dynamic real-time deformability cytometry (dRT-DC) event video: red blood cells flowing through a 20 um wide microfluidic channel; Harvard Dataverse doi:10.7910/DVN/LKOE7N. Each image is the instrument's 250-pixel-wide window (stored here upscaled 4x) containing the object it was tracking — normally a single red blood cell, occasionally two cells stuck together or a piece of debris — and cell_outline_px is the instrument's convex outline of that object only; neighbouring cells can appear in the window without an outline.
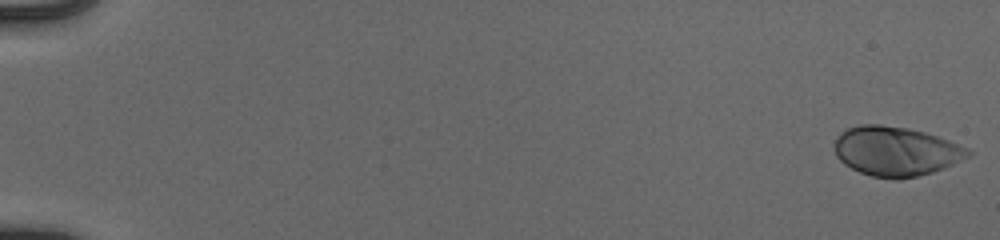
{"species": "human", "species_latin": "Homo sapiens", "temperature_condition": "cold", "stored_images_in_passage": 54, "camera_frame_rate_fps": 3000, "um_per_image_px": 0.085, "donor": {"sex": "male"}, "frame": {"image": 1, "passage_image": 1, "time_ms": 0.0, "image_size_px": [1000, 240], "cell_outline_px": [[972, 152], [968, 156], [944, 168], [932, 172], [916, 176], [896, 180], [872, 176], [860, 172], [844, 164], [836, 156], [832, 144], [836, 136], [840, 132], [848, 128], [860, 124], [880, 124], [908, 128], [924, 132], [948, 140], [968, 148]], "centroid_in_image_um": [76.09, 12.85], "position_along_channel_um": 8.9, "area_um2": 38.55}}
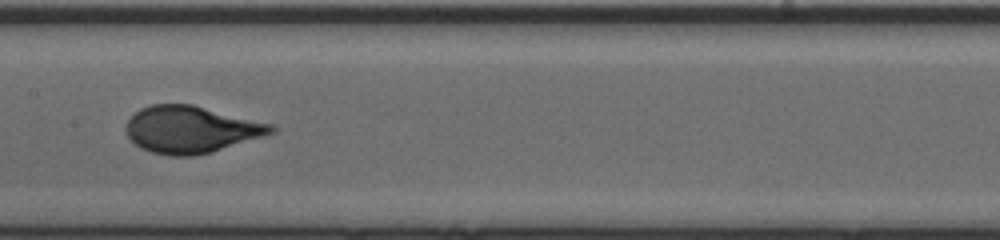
{"frame": {"image": 2, "passage_image": 30, "time_ms": 9.667, "image_size_px": [1000, 240], "cell_outline_px": [[276, 132], [264, 136], [212, 152], [192, 156], [172, 156], [152, 152], [140, 148], [128, 136], [124, 128], [128, 120], [140, 108], [152, 104], [192, 104], [276, 124]], "centroid_in_image_um": [16.28, 11.0], "position_along_channel_um": 191.1, "area_um2": 40.0}}
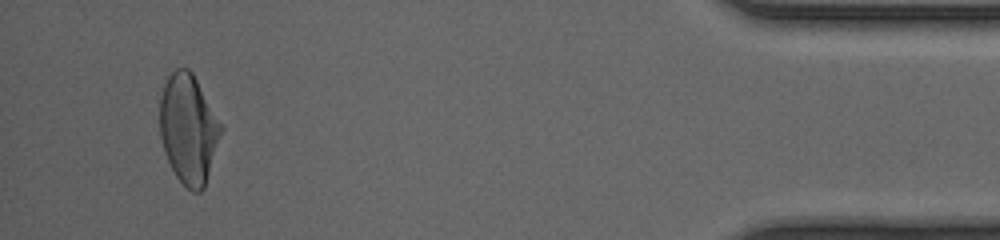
{"frame": {"image": 3, "passage_image": 52, "time_ms": 17.0, "image_size_px": [1000, 240], "cell_outline_px": [[224, 128], [204, 188], [200, 192], [192, 192], [176, 176], [168, 160], [160, 136], [160, 96], [164, 84], [168, 76], [176, 68], [188, 68], [192, 72]], "centroid_in_image_um": [16.03, 10.95], "position_along_channel_um": 419.2, "area_um2": 38.84}}